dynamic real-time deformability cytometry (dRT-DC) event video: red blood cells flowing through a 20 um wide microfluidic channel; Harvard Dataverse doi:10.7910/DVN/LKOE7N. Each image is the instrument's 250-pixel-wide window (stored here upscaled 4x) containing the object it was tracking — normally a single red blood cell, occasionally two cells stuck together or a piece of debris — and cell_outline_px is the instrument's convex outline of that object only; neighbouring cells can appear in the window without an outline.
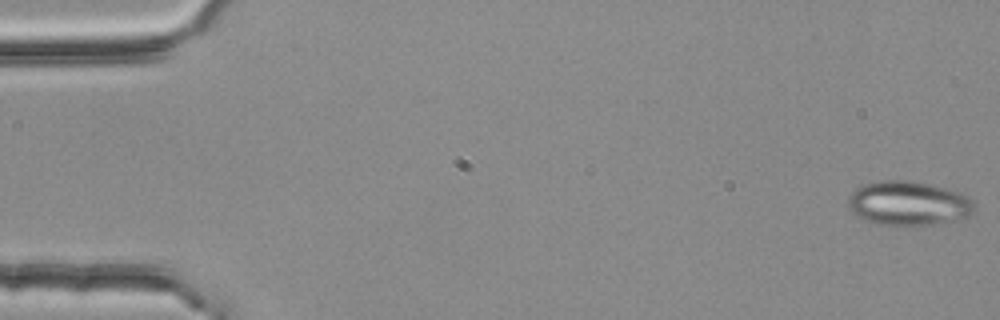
{"species": "common noctule bat (a hibernating species)", "species_latin": "Nyctalus noctula", "temperature_condition": "room temperature", "stored_images_in_passage": 54, "camera_frame_rate_fps": 3000, "um_per_image_px": 0.085, "animal": {"sex": "female", "body_mass_g": 25.1}, "frame": {"image": 1, "passage_image": 1, "time_ms": 0.0, "image_size_px": [1000, 320], "cell_outline_px": [[976, 208], [968, 216], [928, 224], [896, 228], [872, 224], [864, 220], [852, 212], [848, 208], [848, 196], [860, 184], [880, 180], [912, 180], [932, 184], [964, 192], [976, 204]], "centroid_in_image_um": [77.18, 17.28], "position_along_channel_um": 7.8, "area_um2": 33.58}}
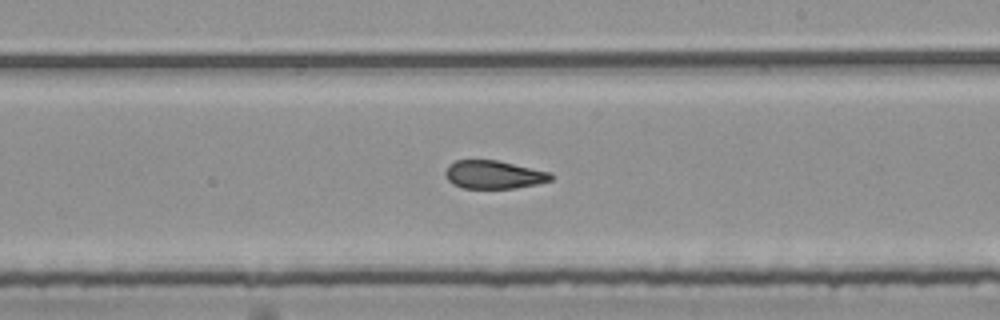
{"frame": {"image": 2, "passage_image": 32, "time_ms": 10.333, "image_size_px": [1000, 320], "cell_outline_px": [[556, 176], [552, 180], [536, 184], [516, 188], [464, 188], [452, 184], [448, 180], [444, 172], [448, 164], [456, 160], [496, 160], [552, 172]], "centroid_in_image_um": [41.99, 14.84], "position_along_channel_um": 247.0, "area_um2": 17.51}}
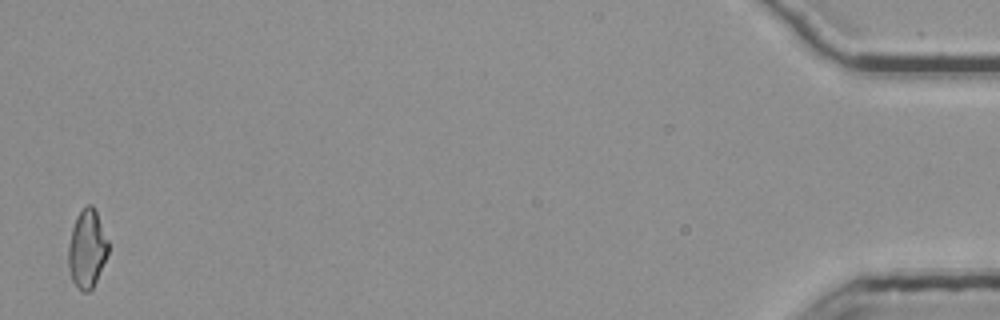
{"frame": {"image": 3, "passage_image": 54, "time_ms": 17.667, "image_size_px": [1000, 320], "cell_outline_px": [[108, 256], [92, 288], [88, 292], [80, 292], [72, 280], [68, 268], [68, 244], [72, 228], [76, 216], [84, 204], [92, 204], [96, 212], [108, 240]], "centroid_in_image_um": [7.38, 21.15], "position_along_channel_um": 427.8, "area_um2": 18.38}, "authors_computed_cell_mechanics": {"area_um2": 18.6694, "velocity_mm_per_s": 3.7707, "shape_relaxation_time_tau1_ms": null, "shape_relaxation_time_tau2_ms": 2.6974, "deformation_change_tau1": null, "deformation_change_tau2": 0.0973}}